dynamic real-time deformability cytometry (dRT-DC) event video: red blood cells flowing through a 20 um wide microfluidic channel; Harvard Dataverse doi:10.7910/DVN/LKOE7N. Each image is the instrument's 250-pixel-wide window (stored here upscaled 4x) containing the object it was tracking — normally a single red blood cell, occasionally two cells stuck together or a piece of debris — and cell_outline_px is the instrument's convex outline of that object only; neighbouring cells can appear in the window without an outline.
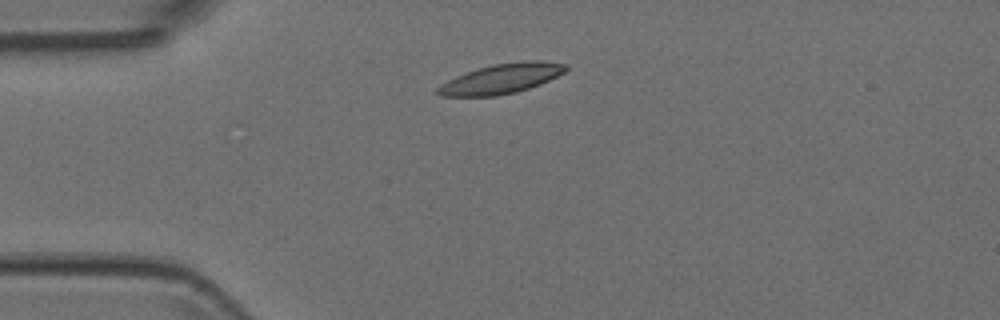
{"species": "Egyptian fruit bat (a non-hibernating species)", "species_latin": "Rousettus aegyptiacus", "temperature_condition": "room temperature", "stored_images_in_passage": 4, "camera_frame_rate_fps": 3000, "um_per_image_px": 0.085, "animal": {"sex": "female"}, "frame": {"image": 1, "passage_image": 2, "time_ms": 0.333, "image_size_px": [1000, 320], "cell_outline_px": [[568, 68], [564, 72], [540, 84], [516, 92], [496, 96], [440, 96], [432, 92], [440, 84], [456, 76], [492, 64], [524, 60], [540, 60], [568, 64]], "centroid_in_image_um": [42.59, 6.69], "position_along_channel_um": 42.4, "area_um2": 22.31}}
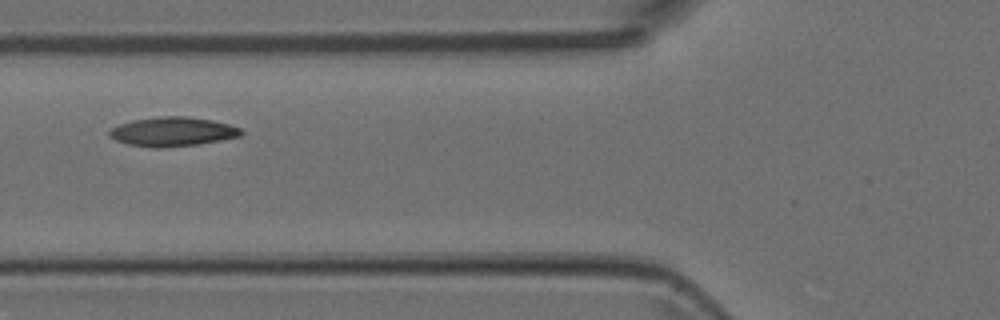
{"frame": {"image": 2, "passage_image": 4, "time_ms": 1.0, "image_size_px": [1000, 320], "cell_outline_px": [[244, 132], [240, 136], [200, 144], [160, 148], [152, 148], [128, 144], [116, 140], [108, 136], [108, 132], [112, 128], [120, 124], [132, 120], [160, 116], [184, 116], [212, 120], [228, 124], [240, 128]], "centroid_in_image_um": [14.66, 11.19], "position_along_channel_um": 111.1, "area_um2": 22.43}}